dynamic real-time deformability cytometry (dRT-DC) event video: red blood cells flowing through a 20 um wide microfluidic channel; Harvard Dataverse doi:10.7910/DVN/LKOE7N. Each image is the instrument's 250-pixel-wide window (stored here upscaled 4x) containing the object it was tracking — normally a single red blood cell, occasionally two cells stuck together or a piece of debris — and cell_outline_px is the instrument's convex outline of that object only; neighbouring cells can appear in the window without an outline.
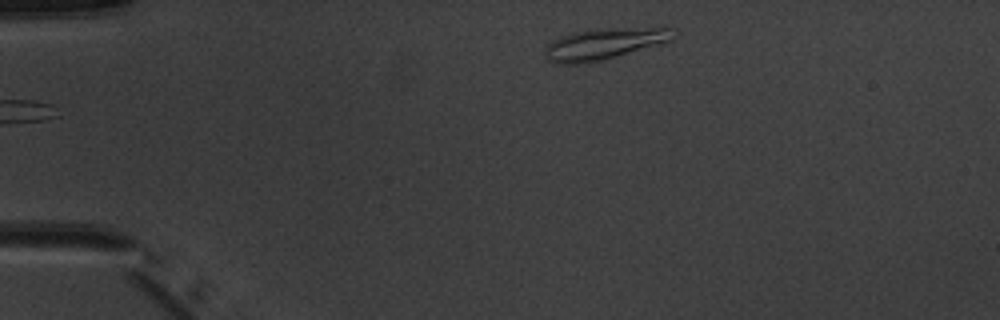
{"species": "common noctule bat (a hibernating species)", "species_latin": "Nyctalus noctula", "temperature_condition": "warm", "stored_images_in_passage": 3, "segment_of_instrument_passage": [2, 2], "camera_frame_rate_fps": 3000, "um_per_image_px": 0.085, "animal": {"sex": "male", "body_mass_g": 20.1, "forearm_length_mm": 53.5}, "frame": {"image": 1, "passage_image": 3, "time_ms": 2.333, "image_size_px": [1000, 320], "cell_outline_px": [[672, 40], [616, 56], [600, 60], [576, 64], [556, 64], [548, 60], [544, 56], [544, 48], [552, 40], [560, 36], [572, 32], [600, 28], [672, 28]], "centroid_in_image_um": [51.23, 3.73], "position_along_channel_um": 33.8, "area_um2": 23.06}}